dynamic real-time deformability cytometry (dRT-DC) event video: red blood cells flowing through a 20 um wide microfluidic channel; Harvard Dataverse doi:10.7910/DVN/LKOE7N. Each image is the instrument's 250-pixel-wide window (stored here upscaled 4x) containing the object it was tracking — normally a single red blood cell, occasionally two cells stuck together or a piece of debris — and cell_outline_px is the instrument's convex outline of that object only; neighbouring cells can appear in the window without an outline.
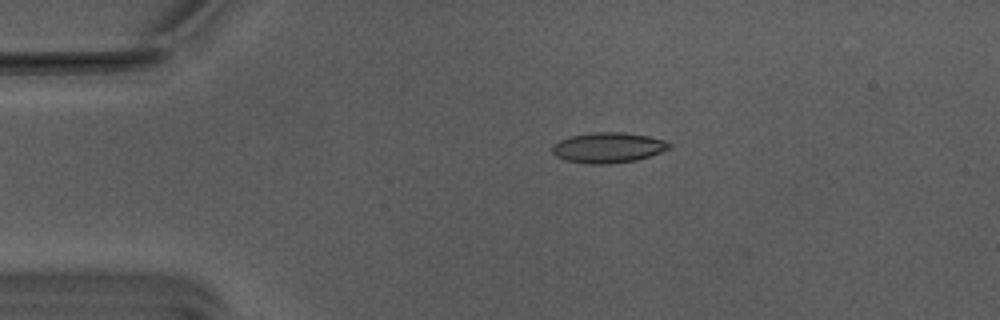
{"species": "Egyptian fruit bat (a non-hibernating species)", "species_latin": "Rousettus aegyptiacus", "temperature_condition": "warm", "stored_images_in_passage": 4, "camera_frame_rate_fps": 3000, "um_per_image_px": 0.085, "animal": {"sex": "male"}, "frame": {"image": 1, "passage_image": 1, "time_ms": 0.0, "image_size_px": [1000, 320], "cell_outline_px": [[672, 144], [668, 148], [660, 152], [636, 160], [608, 164], [592, 164], [568, 160], [556, 156], [552, 152], [552, 144], [560, 140], [572, 136], [592, 132], [624, 132], [648, 136], [664, 140]], "centroid_in_image_um": [51.68, 12.54], "position_along_channel_um": 33.3, "area_um2": 20.46}}